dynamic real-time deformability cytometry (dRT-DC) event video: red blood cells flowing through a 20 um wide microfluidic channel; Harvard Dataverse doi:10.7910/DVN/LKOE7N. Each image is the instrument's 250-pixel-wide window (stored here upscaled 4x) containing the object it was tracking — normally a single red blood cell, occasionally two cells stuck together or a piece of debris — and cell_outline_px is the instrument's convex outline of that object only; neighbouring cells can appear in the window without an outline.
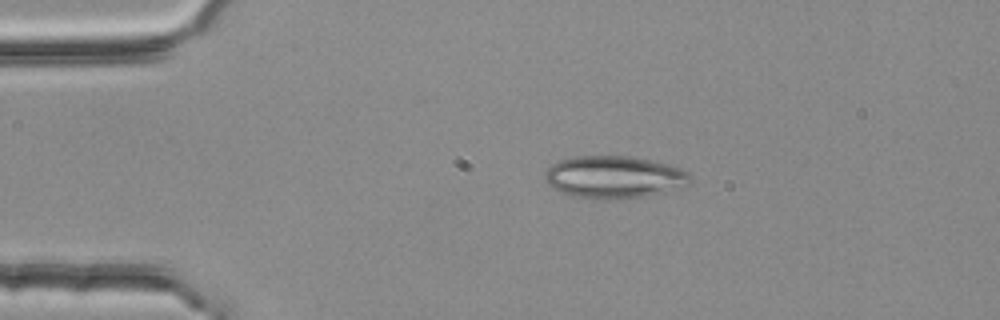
{"species": "common noctule bat (a hibernating species)", "species_latin": "Nyctalus noctula", "temperature_condition": "room temperature", "stored_images_in_passage": 3, "camera_frame_rate_fps": 3000, "um_per_image_px": 0.085, "animal": {"sex": "female", "body_mass_g": 25.1}, "frame": {"image": 1, "passage_image": 2, "time_ms": 0.333, "image_size_px": [1000, 320], "cell_outline_px": [[692, 180], [688, 184], [660, 192], [644, 196], [604, 200], [572, 196], [560, 192], [548, 184], [544, 180], [544, 176], [548, 168], [552, 164], [560, 160], [576, 156], [636, 156], [668, 164], [680, 168], [688, 172], [692, 176]], "centroid_in_image_um": [52.18, 15.04], "position_along_channel_um": 32.8, "area_um2": 35.84}}